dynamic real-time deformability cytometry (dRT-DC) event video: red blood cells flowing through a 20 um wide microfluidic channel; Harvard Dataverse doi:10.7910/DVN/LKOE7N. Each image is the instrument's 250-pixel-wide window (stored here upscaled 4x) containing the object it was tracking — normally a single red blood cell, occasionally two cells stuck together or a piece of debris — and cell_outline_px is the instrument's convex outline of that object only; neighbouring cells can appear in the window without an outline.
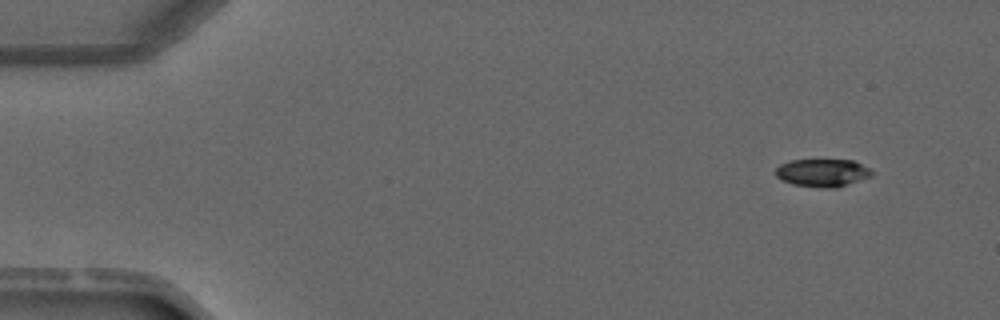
{"species": "common noctule bat (a hibernating species)", "species_latin": "Nyctalus noctula", "temperature_condition": "warm", "stored_images_in_passage": 2, "camera_frame_rate_fps": 3000, "um_per_image_px": 0.085, "animal": {"sex": "male", "forearm_length_mm": 52.5}, "frame": {"image": 1, "passage_image": 1, "time_ms": 0.0, "image_size_px": [1000, 320], "cell_outline_px": [[872, 176], [836, 188], [820, 188], [792, 184], [780, 180], [776, 176], [776, 168], [780, 164], [788, 160], [852, 160], [868, 168], [872, 172]], "centroid_in_image_um": [69.87, 14.69], "position_along_channel_um": 15.1, "area_um2": 15.61}}
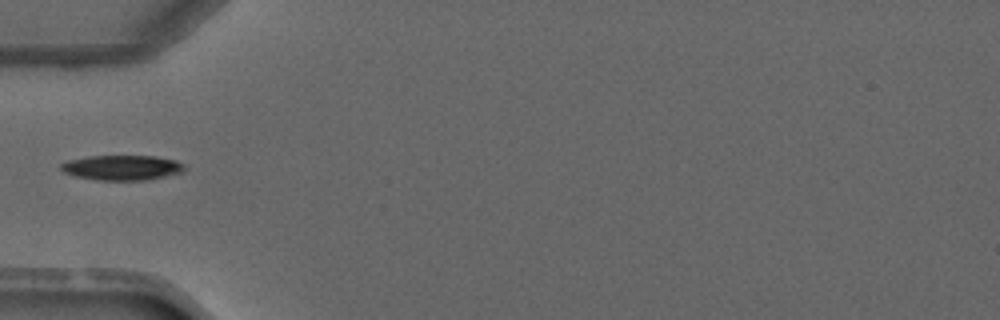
{"frame": {"image": 2, "passage_image": 2, "time_ms": 3.667, "image_size_px": [1000, 320], "cell_outline_px": [[184, 168], [180, 172], [164, 176], [144, 180], [96, 180], [76, 176], [64, 172], [60, 168], [60, 164], [68, 160], [88, 156], [156, 156], [176, 160], [184, 164]], "centroid_in_image_um": [10.34, 14.24], "position_along_channel_um": 74.7, "area_um2": 17.86}}